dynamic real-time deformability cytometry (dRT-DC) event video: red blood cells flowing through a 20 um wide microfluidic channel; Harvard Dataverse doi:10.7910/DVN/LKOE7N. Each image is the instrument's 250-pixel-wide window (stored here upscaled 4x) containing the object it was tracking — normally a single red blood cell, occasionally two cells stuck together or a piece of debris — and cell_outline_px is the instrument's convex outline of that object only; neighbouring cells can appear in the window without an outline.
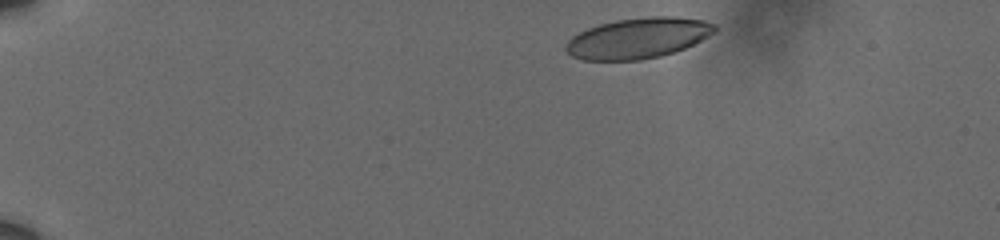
{"species": "human", "species_latin": "Homo sapiens", "temperature_condition": "cold", "stored_images_in_passage": 23, "camera_frame_rate_fps": 3000, "um_per_image_px": 0.085, "donor": {"sex": "male"}, "frame": {"image": 1, "passage_image": 1, "time_ms": 0.0, "image_size_px": [1000, 240], "cell_outline_px": [[716, 32], [684, 48], [660, 56], [640, 60], [584, 60], [572, 56], [564, 48], [568, 40], [572, 36], [588, 28], [600, 24], [616, 20], [648, 16], [676, 16], [704, 20], [716, 24]], "centroid_in_image_um": [54.24, 3.23], "position_along_channel_um": 30.8, "area_um2": 35.14}}
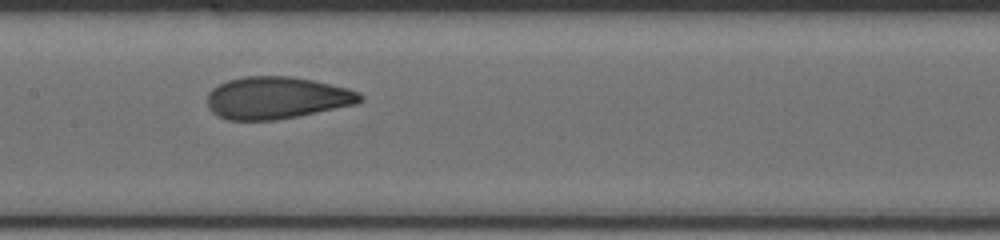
{"frame": {"image": 2, "passage_image": 12, "time_ms": 3.667, "image_size_px": [1000, 240], "cell_outline_px": [[364, 100], [356, 104], [276, 120], [228, 120], [212, 112], [208, 108], [208, 92], [212, 88], [228, 80], [244, 76], [288, 76], [312, 80], [348, 88], [360, 92], [364, 96]], "centroid_in_image_um": [23.53, 8.31], "position_along_channel_um": 183.9, "area_um2": 37.45}}
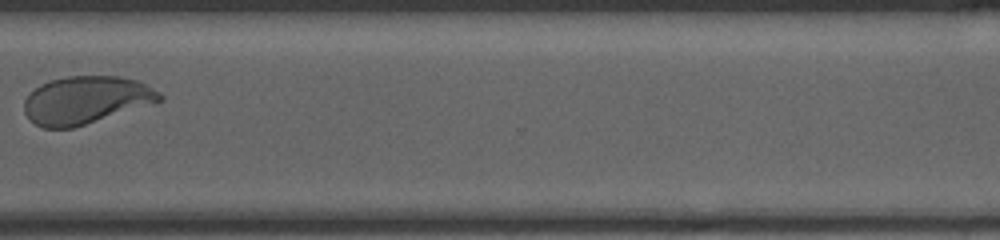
{"frame": {"image": 3, "passage_image": 20, "time_ms": 6.333, "image_size_px": [1000, 240], "cell_outline_px": [[164, 100], [72, 128], [44, 128], [36, 124], [24, 112], [24, 100], [40, 84], [52, 80], [68, 76], [120, 76], [140, 80], [160, 92], [164, 96]], "centroid_in_image_um": [7.35, 8.49], "position_along_channel_um": 363.3, "area_um2": 37.45}}